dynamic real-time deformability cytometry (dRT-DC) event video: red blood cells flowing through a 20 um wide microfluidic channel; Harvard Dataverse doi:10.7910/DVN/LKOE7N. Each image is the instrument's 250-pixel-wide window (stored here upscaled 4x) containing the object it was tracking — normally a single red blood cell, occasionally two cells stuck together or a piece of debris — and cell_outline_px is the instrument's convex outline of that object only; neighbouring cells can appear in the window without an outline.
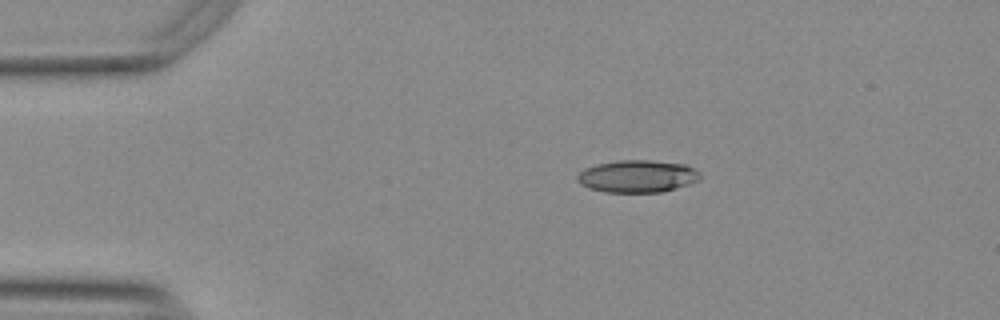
{"species": "Egyptian fruit bat (a non-hibernating species)", "species_latin": "Rousettus aegyptiacus", "temperature_condition": "warm", "stored_images_in_passage": 45, "camera_frame_rate_fps": 3000, "um_per_image_px": 0.085, "animal": {"sex": "female"}, "frame": {"image": 1, "passage_image": 1, "time_ms": 0.0, "image_size_px": [1000, 320], "cell_outline_px": [[700, 180], [688, 184], [660, 192], [604, 192], [580, 184], [576, 180], [576, 176], [584, 168], [596, 164], [620, 160], [648, 160], [684, 164], [692, 168], [700, 176]], "centroid_in_image_um": [54.13, 14.98], "position_along_channel_um": 30.9, "area_um2": 22.89}}
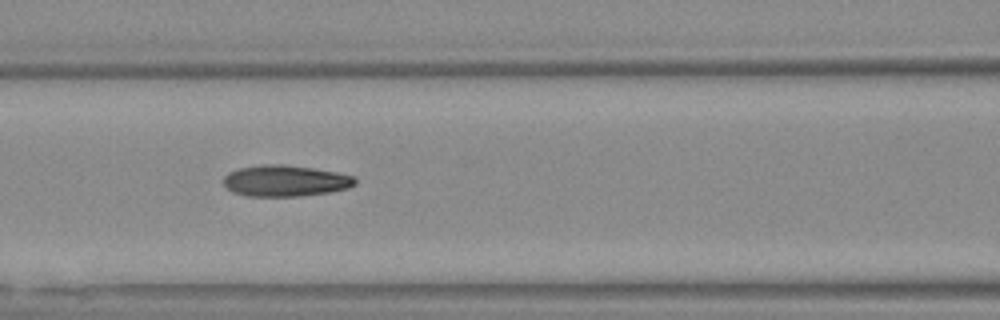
{"frame": {"image": 2, "passage_image": 14, "time_ms": 4.333, "image_size_px": [1000, 320], "cell_outline_px": [[356, 184], [348, 188], [328, 192], [300, 196], [248, 196], [232, 192], [224, 184], [224, 176], [228, 172], [240, 168], [264, 164], [284, 164], [312, 168], [336, 172], [352, 176], [356, 180]], "centroid_in_image_um": [24.23, 15.37], "position_along_channel_um": 142.4, "area_um2": 23.81}}
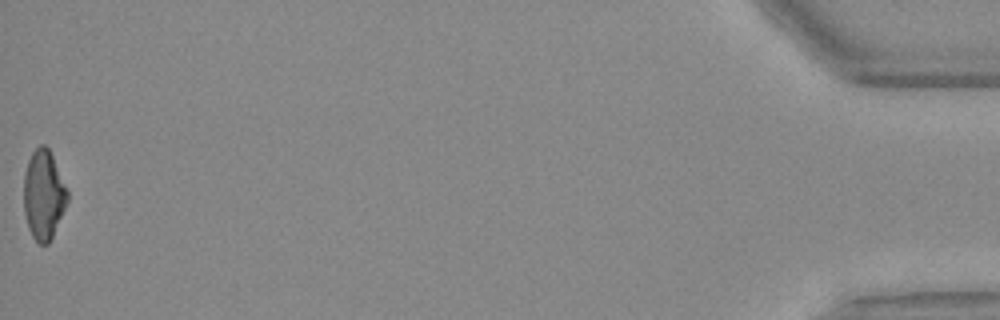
{"frame": {"image": 3, "passage_image": 45, "time_ms": 14.667, "image_size_px": [1000, 320], "cell_outline_px": [[68, 200], [52, 236], [48, 244], [40, 244], [32, 236], [28, 228], [24, 212], [24, 172], [28, 160], [32, 152], [40, 144], [44, 144], [48, 148], [52, 156], [68, 192]], "centroid_in_image_um": [3.68, 16.55], "position_along_channel_um": 431.5, "area_um2": 22.43}, "authors_computed_cell_mechanics": {"area_um2": 23.2356, "velocity_mm_per_s": 3.7764, "shape_relaxation_time_tau1_ms": 8.4368, "shape_relaxation_time_tau2_ms": 3.36, "deformation_change_tau1": 0.2285, "deformation_change_tau2": 0.1166}}